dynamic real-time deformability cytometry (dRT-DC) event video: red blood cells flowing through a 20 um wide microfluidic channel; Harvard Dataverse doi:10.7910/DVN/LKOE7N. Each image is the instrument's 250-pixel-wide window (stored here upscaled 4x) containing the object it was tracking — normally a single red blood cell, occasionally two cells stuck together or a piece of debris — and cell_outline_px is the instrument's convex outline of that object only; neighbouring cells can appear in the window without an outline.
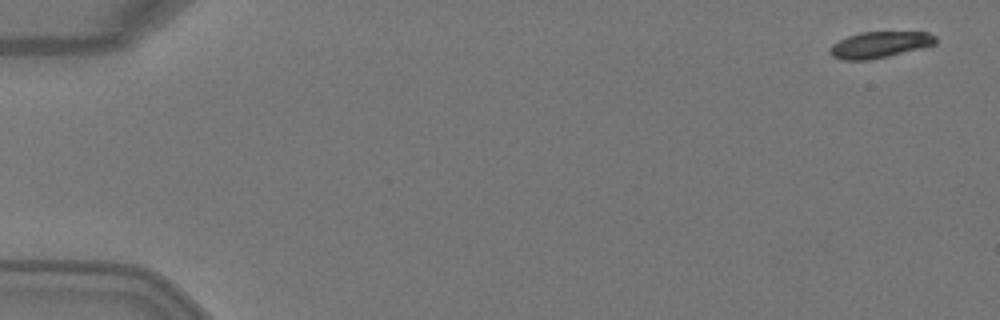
{"species": "Egyptian fruit bat (a non-hibernating species)", "species_latin": "Rousettus aegyptiacus", "temperature_condition": "warm", "stored_images_in_passage": 5, "camera_frame_rate_fps": 3000, "um_per_image_px": 0.085, "animal": {"sex": "female"}, "frame": {"image": 1, "passage_image": 1, "time_ms": 0.0, "image_size_px": [1000, 320], "cell_outline_px": [[936, 44], [888, 56], [868, 60], [844, 60], [832, 56], [828, 52], [828, 48], [832, 44], [848, 36], [860, 32], [928, 32], [936, 36]], "centroid_in_image_um": [74.74, 3.8], "position_along_channel_um": 10.3, "area_um2": 16.13}}